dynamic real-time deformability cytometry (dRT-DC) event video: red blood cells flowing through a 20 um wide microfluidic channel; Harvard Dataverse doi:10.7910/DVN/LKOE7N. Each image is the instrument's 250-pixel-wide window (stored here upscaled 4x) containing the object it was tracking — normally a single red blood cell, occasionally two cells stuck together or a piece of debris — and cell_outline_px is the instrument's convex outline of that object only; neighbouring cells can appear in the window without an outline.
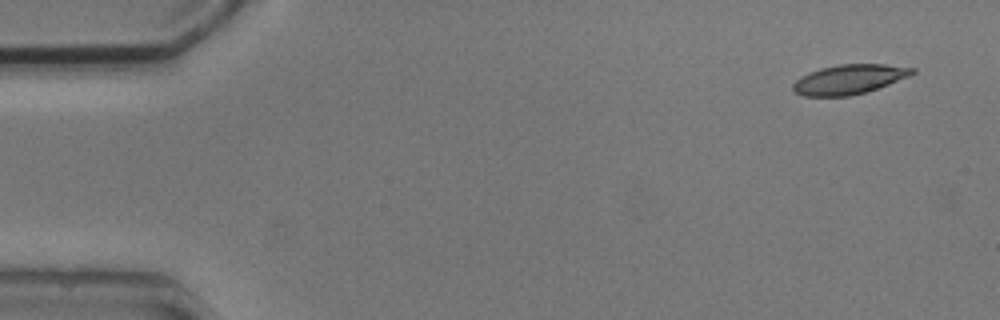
{"species": "common noctule bat (a hibernating species)", "species_latin": "Nyctalus noctula", "temperature_condition": "cold", "stored_images_in_passage": 5, "camera_frame_rate_fps": 3000, "um_per_image_px": 0.085, "animal": {"sex": "male", "body_mass_g": 20.5, "forearm_length_mm": 52.5}, "frame": {"image": 1, "passage_image": 1, "time_ms": 0.0, "image_size_px": [1000, 320], "cell_outline_px": [[916, 72], [908, 76], [868, 92], [848, 96], [804, 96], [796, 92], [792, 88], [792, 84], [800, 76], [808, 72], [820, 68], [840, 64], [884, 64], [916, 68]], "centroid_in_image_um": [72.16, 6.74], "position_along_channel_um": 12.8, "area_um2": 20.58}}
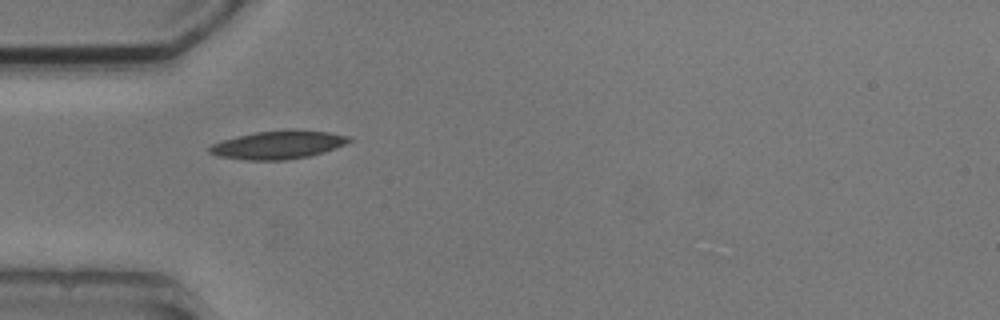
{"frame": {"image": 2, "passage_image": 4, "time_ms": 4.333, "image_size_px": [1000, 320], "cell_outline_px": [[352, 140], [344, 144], [324, 152], [308, 156], [284, 160], [248, 160], [216, 156], [208, 152], [208, 148], [212, 144], [220, 140], [256, 132], [296, 128], [328, 132], [348, 136]], "centroid_in_image_um": [23.61, 12.3], "position_along_channel_um": 61.4, "area_um2": 23.06}}